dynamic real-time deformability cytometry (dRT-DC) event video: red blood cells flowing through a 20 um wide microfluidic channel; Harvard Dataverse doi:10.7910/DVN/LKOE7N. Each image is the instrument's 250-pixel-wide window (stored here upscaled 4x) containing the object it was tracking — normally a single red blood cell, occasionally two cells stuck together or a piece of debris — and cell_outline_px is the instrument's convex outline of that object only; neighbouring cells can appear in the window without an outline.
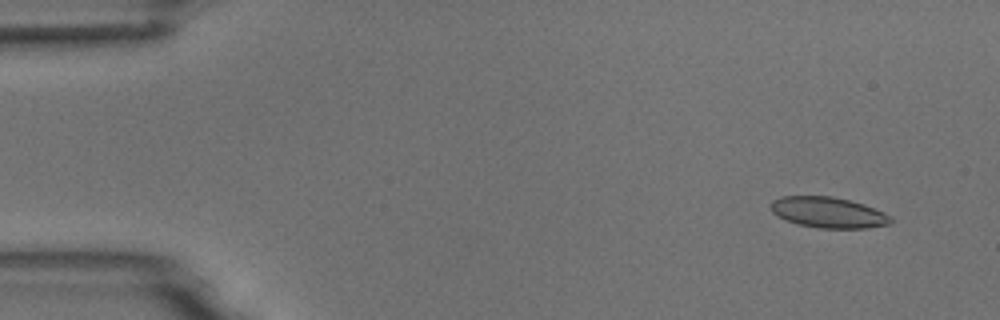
{"species": "common noctule bat (a hibernating species)", "species_latin": "Nyctalus noctula", "temperature_condition": "room temperature", "stored_images_in_passage": 10, "camera_frame_rate_fps": 3000, "um_per_image_px": 0.085, "animal": {"sex": "male", "body_mass_g": 18.8}, "frame": {"image": 1, "passage_image": 2, "time_ms": 0.333, "image_size_px": [1000, 320], "cell_outline_px": [[892, 224], [868, 228], [820, 228], [796, 224], [784, 220], [776, 216], [772, 212], [772, 200], [780, 196], [832, 196], [864, 204], [884, 212], [892, 216]], "centroid_in_image_um": [70.41, 18.06], "position_along_channel_um": 14.6, "area_um2": 21.73}}
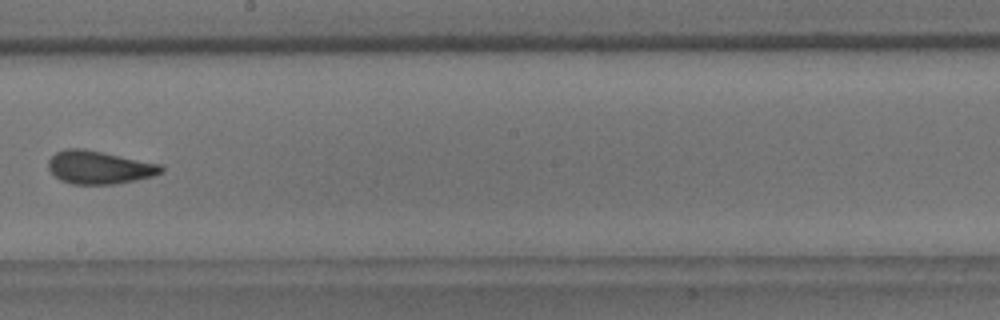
{"frame": {"image": 2, "passage_image": 9, "time_ms": 2.667, "image_size_px": [1000, 320], "cell_outline_px": [[164, 172], [152, 176], [136, 180], [116, 184], [72, 184], [60, 180], [48, 168], [48, 160], [56, 152], [64, 148], [84, 148], [160, 164], [164, 168]], "centroid_in_image_um": [8.42, 14.22], "position_along_channel_um": 239.8, "area_um2": 21.79}}
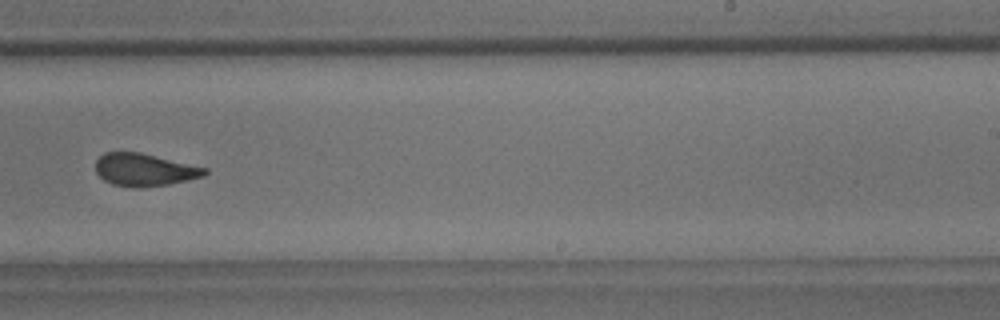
{"frame": {"image": 3, "passage_image": 10, "time_ms": 3.0, "image_size_px": [1000, 320], "cell_outline_px": [[208, 172], [204, 176], [168, 184], [140, 188], [132, 188], [112, 184], [104, 180], [96, 172], [96, 160], [104, 152], [140, 152], [208, 168]], "centroid_in_image_um": [12.27, 14.43], "position_along_channel_um": 276.7, "area_um2": 20.75}}